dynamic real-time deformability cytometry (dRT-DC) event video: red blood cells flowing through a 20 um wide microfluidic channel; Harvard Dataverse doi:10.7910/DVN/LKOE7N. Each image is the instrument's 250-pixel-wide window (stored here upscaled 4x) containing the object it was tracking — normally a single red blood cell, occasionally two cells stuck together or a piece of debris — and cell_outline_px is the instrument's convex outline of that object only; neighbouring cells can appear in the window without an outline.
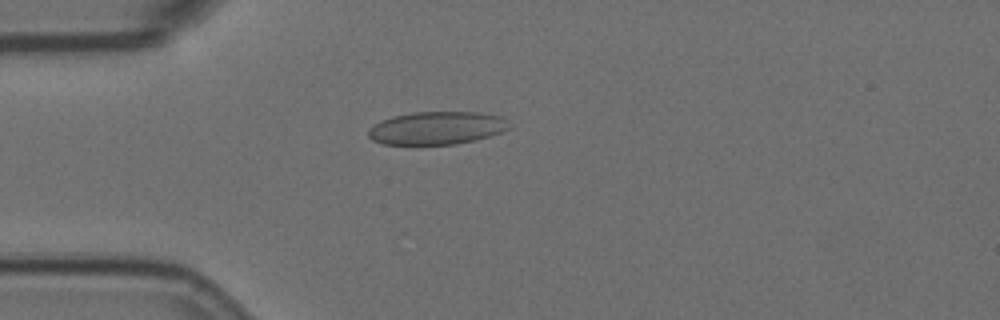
{"species": "Egyptian fruit bat (a non-hibernating species)", "species_latin": "Rousettus aegyptiacus", "temperature_condition": "room temperature", "stored_images_in_passage": 44, "camera_frame_rate_fps": 3000, "um_per_image_px": 0.085, "animal": {"sex": "female"}, "frame": {"image": 1, "passage_image": 2, "time_ms": 0.333, "image_size_px": [1000, 320], "cell_outline_px": [[508, 128], [500, 132], [476, 140], [456, 144], [384, 144], [372, 140], [368, 136], [368, 128], [392, 116], [412, 112], [476, 112], [500, 116], [504, 120]], "centroid_in_image_um": [37.07, 10.88], "position_along_channel_um": 47.9, "area_um2": 26.65}}
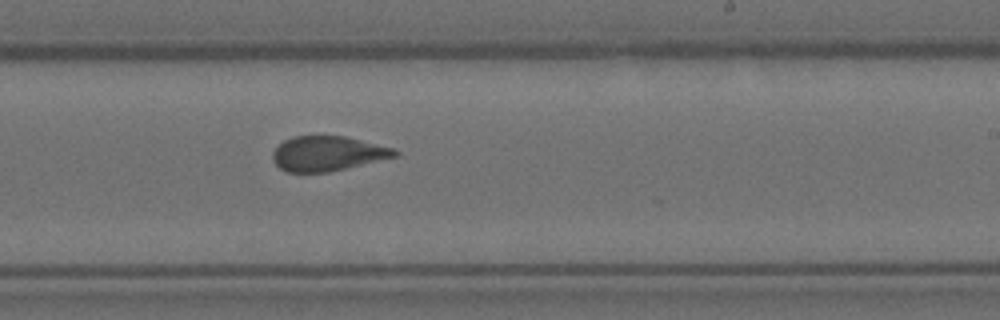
{"frame": {"image": 2, "passage_image": 21, "time_ms": 6.667, "image_size_px": [1000, 320], "cell_outline_px": [[400, 152], [396, 156], [328, 172], [288, 172], [280, 168], [272, 160], [272, 152], [284, 140], [292, 136], [344, 136], [392, 148]], "centroid_in_image_um": [27.79, 13.05], "position_along_channel_um": 261.2, "area_um2": 24.39}}
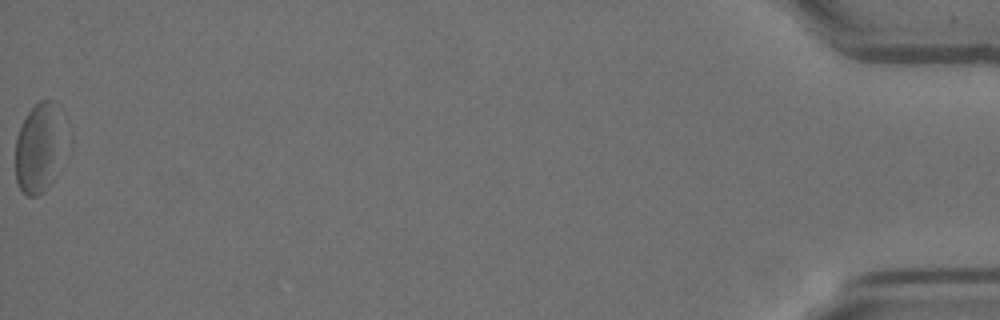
{"frame": {"image": 3, "passage_image": 44, "time_ms": 14.333, "image_size_px": [1000, 320], "cell_outline_px": [[68, 120], [48, 188], [44, 192], [36, 196], [28, 196], [20, 188], [16, 180], [16, 136], [28, 112], [40, 100], [52, 100], [60, 104]], "centroid_in_image_um": [3.34, 12.43], "position_along_channel_um": 431.9, "area_um2": 25.72}}